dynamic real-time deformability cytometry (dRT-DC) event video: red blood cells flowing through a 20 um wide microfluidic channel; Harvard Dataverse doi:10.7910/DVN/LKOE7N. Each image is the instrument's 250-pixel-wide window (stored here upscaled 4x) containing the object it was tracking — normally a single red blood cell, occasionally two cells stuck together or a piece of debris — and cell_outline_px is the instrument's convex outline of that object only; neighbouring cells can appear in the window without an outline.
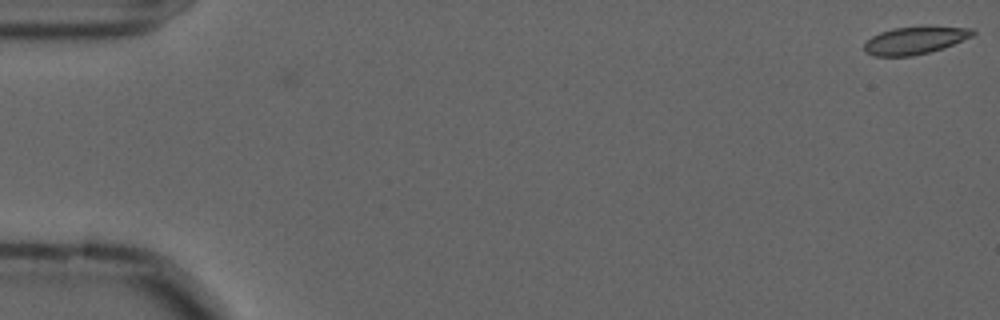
{"species": "common noctule bat (a hibernating species)", "species_latin": "Nyctalus noctula", "temperature_condition": "cold", "stored_images_in_passage": 4, "camera_frame_rate_fps": 3000, "um_per_image_px": 0.085, "animal": {"sex": "male", "forearm_length_mm": 52.5}, "frame": {"image": 1, "passage_image": 4, "time_ms": 1.0, "image_size_px": [1000, 320], "cell_outline_px": [[976, 32], [972, 36], [944, 48], [912, 56], [876, 56], [864, 52], [864, 44], [872, 36], [880, 32], [892, 28], [924, 24], [972, 28]], "centroid_in_image_um": [77.8, 3.39], "position_along_channel_um": 7.2, "area_um2": 17.98}}